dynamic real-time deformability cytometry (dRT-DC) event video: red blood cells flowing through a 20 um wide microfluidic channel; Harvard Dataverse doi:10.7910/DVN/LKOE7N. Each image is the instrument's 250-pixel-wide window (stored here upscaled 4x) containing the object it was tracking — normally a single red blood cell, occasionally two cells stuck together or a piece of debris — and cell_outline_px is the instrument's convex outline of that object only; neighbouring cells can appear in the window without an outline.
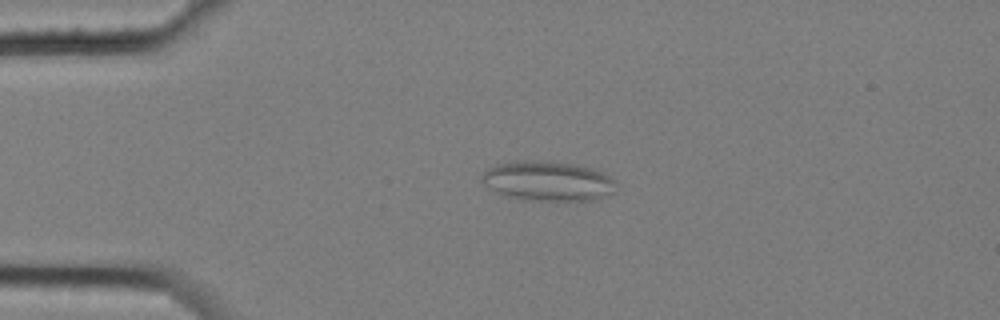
{"species": "common noctule bat (a hibernating species)", "species_latin": "Nyctalus noctula", "temperature_condition": "cold", "stored_images_in_passage": 6, "camera_frame_rate_fps": 3000, "um_per_image_px": 0.085, "animal": {"sex": "female", "body_mass_g": 25.1}, "frame": {"image": 1, "passage_image": 4, "time_ms": 1.0, "image_size_px": [1000, 320], "cell_outline_px": [[616, 180], [612, 192], [600, 200], [520, 200], [504, 196], [496, 192], [480, 180], [480, 176], [488, 168], [496, 164], [524, 160], [548, 160], [572, 164], [588, 168], [600, 172]], "centroid_in_image_um": [46.52, 15.39], "position_along_channel_um": 38.5, "area_um2": 31.15}}